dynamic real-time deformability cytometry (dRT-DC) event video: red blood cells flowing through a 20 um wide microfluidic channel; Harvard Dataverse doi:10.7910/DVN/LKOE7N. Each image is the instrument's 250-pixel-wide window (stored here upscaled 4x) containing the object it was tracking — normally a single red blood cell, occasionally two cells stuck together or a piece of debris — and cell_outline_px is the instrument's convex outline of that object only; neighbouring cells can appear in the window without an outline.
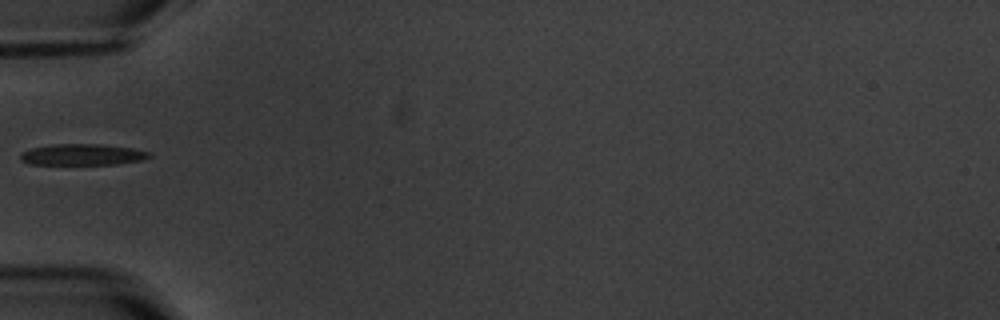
{"species": "common noctule bat (a hibernating species)", "species_latin": "Nyctalus noctula", "temperature_condition": "warm", "stored_images_in_passage": 4, "camera_frame_rate_fps": 3000, "um_per_image_px": 0.085, "animal": {"sex": "male", "body_mass_g": 20.1, "forearm_length_mm": 53.5}, "frame": {"image": 1, "passage_image": 4, "time_ms": 4.333, "image_size_px": [1000, 320], "cell_outline_px": [[152, 156], [140, 160], [116, 164], [28, 164], [20, 160], [20, 156], [24, 152], [32, 148], [56, 144], [100, 144], [132, 148], [152, 152]], "centroid_in_image_um": [7.03, 13.14], "position_along_channel_um": 78.0, "area_um2": 15.78}}